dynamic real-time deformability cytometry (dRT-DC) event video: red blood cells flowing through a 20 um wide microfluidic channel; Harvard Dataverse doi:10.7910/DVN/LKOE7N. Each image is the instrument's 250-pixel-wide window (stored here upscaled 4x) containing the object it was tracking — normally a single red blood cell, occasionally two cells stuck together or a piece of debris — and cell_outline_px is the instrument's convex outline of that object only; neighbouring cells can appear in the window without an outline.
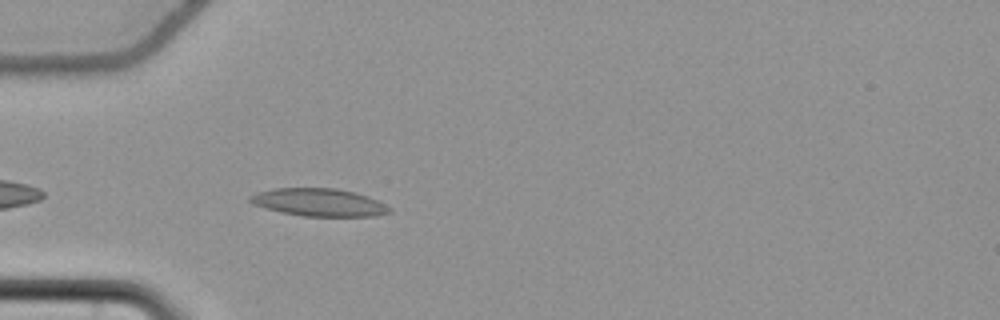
{"species": "common noctule bat (a hibernating species)", "species_latin": "Nyctalus noctula", "temperature_condition": "cold", "stored_images_in_passage": 42, "camera_frame_rate_fps": 3000, "um_per_image_px": 0.085, "animal": {"sex": "female", "body_mass_g": 22.7, "forearm_length_mm": 54.2}, "frame": {"image": 1, "passage_image": 4, "time_ms": 1.0, "image_size_px": [1000, 320], "cell_outline_px": [[392, 212], [376, 216], [304, 216], [284, 212], [268, 208], [256, 204], [248, 200], [248, 196], [256, 192], [272, 188], [336, 188], [368, 196], [392, 208]], "centroid_in_image_um": [27.14, 17.19], "position_along_channel_um": 57.9, "area_um2": 22.31}}
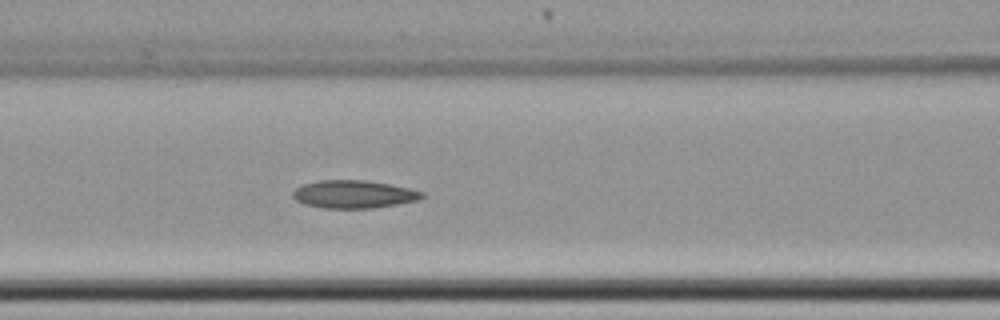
{"frame": {"image": 2, "passage_image": 11, "time_ms": 3.333, "image_size_px": [1000, 320], "cell_outline_px": [[424, 196], [420, 200], [372, 208], [324, 208], [304, 204], [296, 200], [292, 196], [292, 192], [296, 188], [304, 184], [316, 180], [364, 180], [388, 184], [408, 188], [424, 192]], "centroid_in_image_um": [30.05, 16.51], "position_along_channel_um": 136.5, "area_um2": 20.92}}
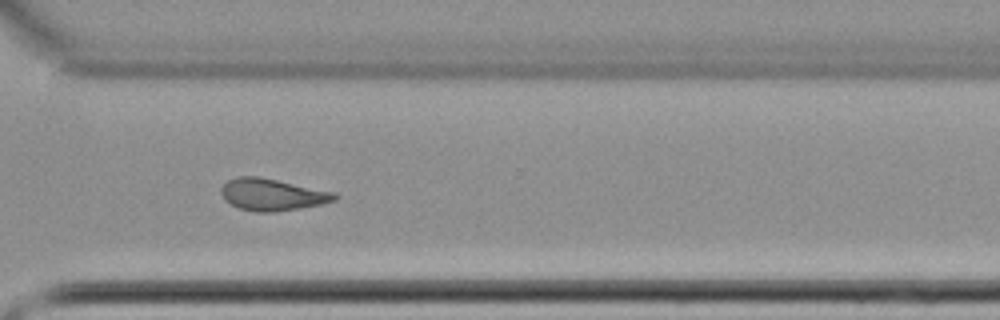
{"frame": {"image": 3, "passage_image": 28, "time_ms": 9.0, "image_size_px": [1000, 320], "cell_outline_px": [[340, 196], [336, 200], [320, 204], [300, 208], [272, 212], [256, 212], [240, 208], [224, 200], [220, 192], [220, 188], [228, 180], [236, 176], [260, 176], [336, 192]], "centroid_in_image_um": [23.15, 16.52], "position_along_channel_um": 347.5, "area_um2": 21.27}, "authors_computed_cell_mechanics": {"area_um2": 20.9814, "velocity_mm_per_s": 3.7179, "shape_relaxation_time_tau1_ms": null, "shape_relaxation_time_tau2_ms": 3.7659, "deformation_change_tau1": null, "deformation_change_tau2": 0.1063}}